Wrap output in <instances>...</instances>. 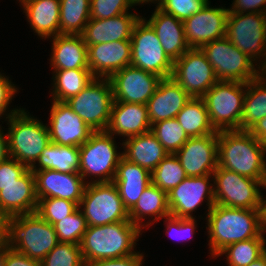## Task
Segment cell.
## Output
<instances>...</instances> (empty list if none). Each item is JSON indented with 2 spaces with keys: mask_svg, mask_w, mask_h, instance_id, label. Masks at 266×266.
Wrapping results in <instances>:
<instances>
[{
  "mask_svg": "<svg viewBox=\"0 0 266 266\" xmlns=\"http://www.w3.org/2000/svg\"><path fill=\"white\" fill-rule=\"evenodd\" d=\"M187 177L175 154H168L151 172V183L166 193Z\"/></svg>",
  "mask_w": 266,
  "mask_h": 266,
  "instance_id": "cell-38",
  "label": "cell"
},
{
  "mask_svg": "<svg viewBox=\"0 0 266 266\" xmlns=\"http://www.w3.org/2000/svg\"><path fill=\"white\" fill-rule=\"evenodd\" d=\"M9 218L0 209V247L8 246Z\"/></svg>",
  "mask_w": 266,
  "mask_h": 266,
  "instance_id": "cell-52",
  "label": "cell"
},
{
  "mask_svg": "<svg viewBox=\"0 0 266 266\" xmlns=\"http://www.w3.org/2000/svg\"><path fill=\"white\" fill-rule=\"evenodd\" d=\"M163 224L165 226V233L171 239L181 242H187L193 238L195 232L199 228L197 221L199 218H178L172 215L164 217Z\"/></svg>",
  "mask_w": 266,
  "mask_h": 266,
  "instance_id": "cell-44",
  "label": "cell"
},
{
  "mask_svg": "<svg viewBox=\"0 0 266 266\" xmlns=\"http://www.w3.org/2000/svg\"><path fill=\"white\" fill-rule=\"evenodd\" d=\"M10 157L8 147V135L5 129L0 130V163Z\"/></svg>",
  "mask_w": 266,
  "mask_h": 266,
  "instance_id": "cell-53",
  "label": "cell"
},
{
  "mask_svg": "<svg viewBox=\"0 0 266 266\" xmlns=\"http://www.w3.org/2000/svg\"><path fill=\"white\" fill-rule=\"evenodd\" d=\"M91 0H60L59 34L81 35L90 20Z\"/></svg>",
  "mask_w": 266,
  "mask_h": 266,
  "instance_id": "cell-36",
  "label": "cell"
},
{
  "mask_svg": "<svg viewBox=\"0 0 266 266\" xmlns=\"http://www.w3.org/2000/svg\"><path fill=\"white\" fill-rule=\"evenodd\" d=\"M175 155L188 177L212 175L218 166V133L190 137Z\"/></svg>",
  "mask_w": 266,
  "mask_h": 266,
  "instance_id": "cell-19",
  "label": "cell"
},
{
  "mask_svg": "<svg viewBox=\"0 0 266 266\" xmlns=\"http://www.w3.org/2000/svg\"><path fill=\"white\" fill-rule=\"evenodd\" d=\"M0 121L2 122V124L0 122V130H2V129L5 128V127L2 126L3 124H5V123H3V122H5V120L1 116H0Z\"/></svg>",
  "mask_w": 266,
  "mask_h": 266,
  "instance_id": "cell-60",
  "label": "cell"
},
{
  "mask_svg": "<svg viewBox=\"0 0 266 266\" xmlns=\"http://www.w3.org/2000/svg\"><path fill=\"white\" fill-rule=\"evenodd\" d=\"M79 163L78 146L57 145L51 142L30 169L31 171L51 169L64 173L79 172Z\"/></svg>",
  "mask_w": 266,
  "mask_h": 266,
  "instance_id": "cell-33",
  "label": "cell"
},
{
  "mask_svg": "<svg viewBox=\"0 0 266 266\" xmlns=\"http://www.w3.org/2000/svg\"><path fill=\"white\" fill-rule=\"evenodd\" d=\"M175 119L189 137H201L218 133L210 122L208 111L202 98H191L176 115Z\"/></svg>",
  "mask_w": 266,
  "mask_h": 266,
  "instance_id": "cell-35",
  "label": "cell"
},
{
  "mask_svg": "<svg viewBox=\"0 0 266 266\" xmlns=\"http://www.w3.org/2000/svg\"><path fill=\"white\" fill-rule=\"evenodd\" d=\"M79 206L62 198L38 199L36 213L46 222L54 225L56 222L72 214Z\"/></svg>",
  "mask_w": 266,
  "mask_h": 266,
  "instance_id": "cell-42",
  "label": "cell"
},
{
  "mask_svg": "<svg viewBox=\"0 0 266 266\" xmlns=\"http://www.w3.org/2000/svg\"><path fill=\"white\" fill-rule=\"evenodd\" d=\"M266 190V161H265V172H264V178L262 181V191ZM266 192V191H265ZM264 200H266V194L263 195Z\"/></svg>",
  "mask_w": 266,
  "mask_h": 266,
  "instance_id": "cell-55",
  "label": "cell"
},
{
  "mask_svg": "<svg viewBox=\"0 0 266 266\" xmlns=\"http://www.w3.org/2000/svg\"><path fill=\"white\" fill-rule=\"evenodd\" d=\"M168 154L151 131L123 141V157L150 173Z\"/></svg>",
  "mask_w": 266,
  "mask_h": 266,
  "instance_id": "cell-31",
  "label": "cell"
},
{
  "mask_svg": "<svg viewBox=\"0 0 266 266\" xmlns=\"http://www.w3.org/2000/svg\"><path fill=\"white\" fill-rule=\"evenodd\" d=\"M113 183L118 189L125 208L130 211L142 192L151 184V173L122 157L117 166Z\"/></svg>",
  "mask_w": 266,
  "mask_h": 266,
  "instance_id": "cell-29",
  "label": "cell"
},
{
  "mask_svg": "<svg viewBox=\"0 0 266 266\" xmlns=\"http://www.w3.org/2000/svg\"><path fill=\"white\" fill-rule=\"evenodd\" d=\"M79 208L88 226L130 221L129 211L113 182L87 184Z\"/></svg>",
  "mask_w": 266,
  "mask_h": 266,
  "instance_id": "cell-10",
  "label": "cell"
},
{
  "mask_svg": "<svg viewBox=\"0 0 266 266\" xmlns=\"http://www.w3.org/2000/svg\"><path fill=\"white\" fill-rule=\"evenodd\" d=\"M7 246L0 247V266H4L3 260H4V249Z\"/></svg>",
  "mask_w": 266,
  "mask_h": 266,
  "instance_id": "cell-56",
  "label": "cell"
},
{
  "mask_svg": "<svg viewBox=\"0 0 266 266\" xmlns=\"http://www.w3.org/2000/svg\"><path fill=\"white\" fill-rule=\"evenodd\" d=\"M140 4H143V6H144V4H151V3H154L155 2V0H137Z\"/></svg>",
  "mask_w": 266,
  "mask_h": 266,
  "instance_id": "cell-58",
  "label": "cell"
},
{
  "mask_svg": "<svg viewBox=\"0 0 266 266\" xmlns=\"http://www.w3.org/2000/svg\"><path fill=\"white\" fill-rule=\"evenodd\" d=\"M266 116V78L261 74L246 83L240 130H249Z\"/></svg>",
  "mask_w": 266,
  "mask_h": 266,
  "instance_id": "cell-34",
  "label": "cell"
},
{
  "mask_svg": "<svg viewBox=\"0 0 266 266\" xmlns=\"http://www.w3.org/2000/svg\"><path fill=\"white\" fill-rule=\"evenodd\" d=\"M246 83L217 81L201 98L216 131L240 130Z\"/></svg>",
  "mask_w": 266,
  "mask_h": 266,
  "instance_id": "cell-7",
  "label": "cell"
},
{
  "mask_svg": "<svg viewBox=\"0 0 266 266\" xmlns=\"http://www.w3.org/2000/svg\"><path fill=\"white\" fill-rule=\"evenodd\" d=\"M169 215L167 193L152 183L142 192L135 206L129 211L130 221L143 232L152 226L155 227V223Z\"/></svg>",
  "mask_w": 266,
  "mask_h": 266,
  "instance_id": "cell-30",
  "label": "cell"
},
{
  "mask_svg": "<svg viewBox=\"0 0 266 266\" xmlns=\"http://www.w3.org/2000/svg\"><path fill=\"white\" fill-rule=\"evenodd\" d=\"M28 169L25 164L9 157L0 163V185L15 183Z\"/></svg>",
  "mask_w": 266,
  "mask_h": 266,
  "instance_id": "cell-47",
  "label": "cell"
},
{
  "mask_svg": "<svg viewBox=\"0 0 266 266\" xmlns=\"http://www.w3.org/2000/svg\"><path fill=\"white\" fill-rule=\"evenodd\" d=\"M142 7L137 0H91L90 19H108L126 12L136 6Z\"/></svg>",
  "mask_w": 266,
  "mask_h": 266,
  "instance_id": "cell-43",
  "label": "cell"
},
{
  "mask_svg": "<svg viewBox=\"0 0 266 266\" xmlns=\"http://www.w3.org/2000/svg\"><path fill=\"white\" fill-rule=\"evenodd\" d=\"M209 0H156L154 3L164 12L184 21L199 12Z\"/></svg>",
  "mask_w": 266,
  "mask_h": 266,
  "instance_id": "cell-45",
  "label": "cell"
},
{
  "mask_svg": "<svg viewBox=\"0 0 266 266\" xmlns=\"http://www.w3.org/2000/svg\"><path fill=\"white\" fill-rule=\"evenodd\" d=\"M58 243L54 226L36 212L9 218L8 245L15 251L42 261Z\"/></svg>",
  "mask_w": 266,
  "mask_h": 266,
  "instance_id": "cell-6",
  "label": "cell"
},
{
  "mask_svg": "<svg viewBox=\"0 0 266 266\" xmlns=\"http://www.w3.org/2000/svg\"><path fill=\"white\" fill-rule=\"evenodd\" d=\"M260 74L266 78V62L260 67Z\"/></svg>",
  "mask_w": 266,
  "mask_h": 266,
  "instance_id": "cell-57",
  "label": "cell"
},
{
  "mask_svg": "<svg viewBox=\"0 0 266 266\" xmlns=\"http://www.w3.org/2000/svg\"><path fill=\"white\" fill-rule=\"evenodd\" d=\"M106 131L122 141L151 131L147 105L114 101Z\"/></svg>",
  "mask_w": 266,
  "mask_h": 266,
  "instance_id": "cell-25",
  "label": "cell"
},
{
  "mask_svg": "<svg viewBox=\"0 0 266 266\" xmlns=\"http://www.w3.org/2000/svg\"><path fill=\"white\" fill-rule=\"evenodd\" d=\"M49 39L50 70L89 69L87 45L82 35L59 34Z\"/></svg>",
  "mask_w": 266,
  "mask_h": 266,
  "instance_id": "cell-27",
  "label": "cell"
},
{
  "mask_svg": "<svg viewBox=\"0 0 266 266\" xmlns=\"http://www.w3.org/2000/svg\"><path fill=\"white\" fill-rule=\"evenodd\" d=\"M226 37L260 67L266 62V14L229 13Z\"/></svg>",
  "mask_w": 266,
  "mask_h": 266,
  "instance_id": "cell-12",
  "label": "cell"
},
{
  "mask_svg": "<svg viewBox=\"0 0 266 266\" xmlns=\"http://www.w3.org/2000/svg\"><path fill=\"white\" fill-rule=\"evenodd\" d=\"M215 204L241 209H264L262 181L217 166L213 172Z\"/></svg>",
  "mask_w": 266,
  "mask_h": 266,
  "instance_id": "cell-9",
  "label": "cell"
},
{
  "mask_svg": "<svg viewBox=\"0 0 266 266\" xmlns=\"http://www.w3.org/2000/svg\"><path fill=\"white\" fill-rule=\"evenodd\" d=\"M152 4L155 7L153 13L149 18L144 15L142 18L155 31L165 53L174 62L190 49L186 42L183 21L164 12L155 3Z\"/></svg>",
  "mask_w": 266,
  "mask_h": 266,
  "instance_id": "cell-24",
  "label": "cell"
},
{
  "mask_svg": "<svg viewBox=\"0 0 266 266\" xmlns=\"http://www.w3.org/2000/svg\"><path fill=\"white\" fill-rule=\"evenodd\" d=\"M3 264L4 266H43L41 261L29 258L9 245L4 249Z\"/></svg>",
  "mask_w": 266,
  "mask_h": 266,
  "instance_id": "cell-50",
  "label": "cell"
},
{
  "mask_svg": "<svg viewBox=\"0 0 266 266\" xmlns=\"http://www.w3.org/2000/svg\"><path fill=\"white\" fill-rule=\"evenodd\" d=\"M43 266H84L80 245L59 242L41 261Z\"/></svg>",
  "mask_w": 266,
  "mask_h": 266,
  "instance_id": "cell-41",
  "label": "cell"
},
{
  "mask_svg": "<svg viewBox=\"0 0 266 266\" xmlns=\"http://www.w3.org/2000/svg\"><path fill=\"white\" fill-rule=\"evenodd\" d=\"M161 79L156 74L128 65L113 74L109 81L114 101L146 105Z\"/></svg>",
  "mask_w": 266,
  "mask_h": 266,
  "instance_id": "cell-16",
  "label": "cell"
},
{
  "mask_svg": "<svg viewBox=\"0 0 266 266\" xmlns=\"http://www.w3.org/2000/svg\"><path fill=\"white\" fill-rule=\"evenodd\" d=\"M5 123L10 157L31 168L51 143L47 123L23 107Z\"/></svg>",
  "mask_w": 266,
  "mask_h": 266,
  "instance_id": "cell-4",
  "label": "cell"
},
{
  "mask_svg": "<svg viewBox=\"0 0 266 266\" xmlns=\"http://www.w3.org/2000/svg\"><path fill=\"white\" fill-rule=\"evenodd\" d=\"M142 233L131 221L88 226L79 244L83 261L86 263L136 254Z\"/></svg>",
  "mask_w": 266,
  "mask_h": 266,
  "instance_id": "cell-2",
  "label": "cell"
},
{
  "mask_svg": "<svg viewBox=\"0 0 266 266\" xmlns=\"http://www.w3.org/2000/svg\"><path fill=\"white\" fill-rule=\"evenodd\" d=\"M116 138L107 131H94L79 147V174L87 184L113 182L123 157V141L117 143Z\"/></svg>",
  "mask_w": 266,
  "mask_h": 266,
  "instance_id": "cell-5",
  "label": "cell"
},
{
  "mask_svg": "<svg viewBox=\"0 0 266 266\" xmlns=\"http://www.w3.org/2000/svg\"><path fill=\"white\" fill-rule=\"evenodd\" d=\"M226 6H211L209 1L204 8L183 21L186 42L190 48H201L203 45L226 36Z\"/></svg>",
  "mask_w": 266,
  "mask_h": 266,
  "instance_id": "cell-17",
  "label": "cell"
},
{
  "mask_svg": "<svg viewBox=\"0 0 266 266\" xmlns=\"http://www.w3.org/2000/svg\"><path fill=\"white\" fill-rule=\"evenodd\" d=\"M248 266H266V252L256 261L251 262Z\"/></svg>",
  "mask_w": 266,
  "mask_h": 266,
  "instance_id": "cell-54",
  "label": "cell"
},
{
  "mask_svg": "<svg viewBox=\"0 0 266 266\" xmlns=\"http://www.w3.org/2000/svg\"><path fill=\"white\" fill-rule=\"evenodd\" d=\"M50 101L65 102L77 95L94 78L89 69L51 70Z\"/></svg>",
  "mask_w": 266,
  "mask_h": 266,
  "instance_id": "cell-32",
  "label": "cell"
},
{
  "mask_svg": "<svg viewBox=\"0 0 266 266\" xmlns=\"http://www.w3.org/2000/svg\"><path fill=\"white\" fill-rule=\"evenodd\" d=\"M20 7L38 39L59 35L60 0H28Z\"/></svg>",
  "mask_w": 266,
  "mask_h": 266,
  "instance_id": "cell-28",
  "label": "cell"
},
{
  "mask_svg": "<svg viewBox=\"0 0 266 266\" xmlns=\"http://www.w3.org/2000/svg\"><path fill=\"white\" fill-rule=\"evenodd\" d=\"M65 102L93 131H106L114 102L109 78H93Z\"/></svg>",
  "mask_w": 266,
  "mask_h": 266,
  "instance_id": "cell-11",
  "label": "cell"
},
{
  "mask_svg": "<svg viewBox=\"0 0 266 266\" xmlns=\"http://www.w3.org/2000/svg\"><path fill=\"white\" fill-rule=\"evenodd\" d=\"M228 6L229 13H263L266 14V0H232Z\"/></svg>",
  "mask_w": 266,
  "mask_h": 266,
  "instance_id": "cell-49",
  "label": "cell"
},
{
  "mask_svg": "<svg viewBox=\"0 0 266 266\" xmlns=\"http://www.w3.org/2000/svg\"><path fill=\"white\" fill-rule=\"evenodd\" d=\"M171 77L192 98H201L218 81L200 48H190L175 60Z\"/></svg>",
  "mask_w": 266,
  "mask_h": 266,
  "instance_id": "cell-15",
  "label": "cell"
},
{
  "mask_svg": "<svg viewBox=\"0 0 266 266\" xmlns=\"http://www.w3.org/2000/svg\"><path fill=\"white\" fill-rule=\"evenodd\" d=\"M218 81L247 83L260 75V66L225 36L201 48Z\"/></svg>",
  "mask_w": 266,
  "mask_h": 266,
  "instance_id": "cell-8",
  "label": "cell"
},
{
  "mask_svg": "<svg viewBox=\"0 0 266 266\" xmlns=\"http://www.w3.org/2000/svg\"><path fill=\"white\" fill-rule=\"evenodd\" d=\"M32 172L37 199L62 198L79 206L87 185L79 172L64 173L51 169Z\"/></svg>",
  "mask_w": 266,
  "mask_h": 266,
  "instance_id": "cell-20",
  "label": "cell"
},
{
  "mask_svg": "<svg viewBox=\"0 0 266 266\" xmlns=\"http://www.w3.org/2000/svg\"><path fill=\"white\" fill-rule=\"evenodd\" d=\"M144 252L139 250L138 253L121 258L103 259L84 263V266H145Z\"/></svg>",
  "mask_w": 266,
  "mask_h": 266,
  "instance_id": "cell-48",
  "label": "cell"
},
{
  "mask_svg": "<svg viewBox=\"0 0 266 266\" xmlns=\"http://www.w3.org/2000/svg\"><path fill=\"white\" fill-rule=\"evenodd\" d=\"M59 242L79 245L83 234L87 230V222L80 208L72 214L56 222L54 225Z\"/></svg>",
  "mask_w": 266,
  "mask_h": 266,
  "instance_id": "cell-40",
  "label": "cell"
},
{
  "mask_svg": "<svg viewBox=\"0 0 266 266\" xmlns=\"http://www.w3.org/2000/svg\"><path fill=\"white\" fill-rule=\"evenodd\" d=\"M131 63L161 78L171 77L173 61L165 53L152 27L141 17L131 36Z\"/></svg>",
  "mask_w": 266,
  "mask_h": 266,
  "instance_id": "cell-13",
  "label": "cell"
},
{
  "mask_svg": "<svg viewBox=\"0 0 266 266\" xmlns=\"http://www.w3.org/2000/svg\"><path fill=\"white\" fill-rule=\"evenodd\" d=\"M209 256L215 259L228 245L266 236L264 209H241L215 204L205 217Z\"/></svg>",
  "mask_w": 266,
  "mask_h": 266,
  "instance_id": "cell-1",
  "label": "cell"
},
{
  "mask_svg": "<svg viewBox=\"0 0 266 266\" xmlns=\"http://www.w3.org/2000/svg\"><path fill=\"white\" fill-rule=\"evenodd\" d=\"M47 126L52 143L64 146L84 144L94 132L66 102L51 101ZM49 123V124H48Z\"/></svg>",
  "mask_w": 266,
  "mask_h": 266,
  "instance_id": "cell-18",
  "label": "cell"
},
{
  "mask_svg": "<svg viewBox=\"0 0 266 266\" xmlns=\"http://www.w3.org/2000/svg\"><path fill=\"white\" fill-rule=\"evenodd\" d=\"M168 196L170 215L178 218H200L205 220L210 209L215 205L213 175L186 177L173 188ZM206 203V204H205ZM206 205L202 215L195 216L197 209Z\"/></svg>",
  "mask_w": 266,
  "mask_h": 266,
  "instance_id": "cell-14",
  "label": "cell"
},
{
  "mask_svg": "<svg viewBox=\"0 0 266 266\" xmlns=\"http://www.w3.org/2000/svg\"><path fill=\"white\" fill-rule=\"evenodd\" d=\"M37 206L35 177L30 168L15 183L0 185V209L8 218L34 213Z\"/></svg>",
  "mask_w": 266,
  "mask_h": 266,
  "instance_id": "cell-26",
  "label": "cell"
},
{
  "mask_svg": "<svg viewBox=\"0 0 266 266\" xmlns=\"http://www.w3.org/2000/svg\"><path fill=\"white\" fill-rule=\"evenodd\" d=\"M266 148L247 130L218 131V166L263 180Z\"/></svg>",
  "mask_w": 266,
  "mask_h": 266,
  "instance_id": "cell-3",
  "label": "cell"
},
{
  "mask_svg": "<svg viewBox=\"0 0 266 266\" xmlns=\"http://www.w3.org/2000/svg\"><path fill=\"white\" fill-rule=\"evenodd\" d=\"M141 17L137 12H126L108 19H90L81 35L86 45L130 40Z\"/></svg>",
  "mask_w": 266,
  "mask_h": 266,
  "instance_id": "cell-23",
  "label": "cell"
},
{
  "mask_svg": "<svg viewBox=\"0 0 266 266\" xmlns=\"http://www.w3.org/2000/svg\"><path fill=\"white\" fill-rule=\"evenodd\" d=\"M191 98L172 77L162 78L146 104L151 126L175 118Z\"/></svg>",
  "mask_w": 266,
  "mask_h": 266,
  "instance_id": "cell-22",
  "label": "cell"
},
{
  "mask_svg": "<svg viewBox=\"0 0 266 266\" xmlns=\"http://www.w3.org/2000/svg\"><path fill=\"white\" fill-rule=\"evenodd\" d=\"M88 68L94 78H110L131 63V40L87 45Z\"/></svg>",
  "mask_w": 266,
  "mask_h": 266,
  "instance_id": "cell-21",
  "label": "cell"
},
{
  "mask_svg": "<svg viewBox=\"0 0 266 266\" xmlns=\"http://www.w3.org/2000/svg\"><path fill=\"white\" fill-rule=\"evenodd\" d=\"M12 78L0 72V116L6 121L9 117L16 114L22 107L15 108L11 105L13 99L20 92L19 86L12 82ZM17 86V87H16ZM11 105V108H10ZM13 107V108H12Z\"/></svg>",
  "mask_w": 266,
  "mask_h": 266,
  "instance_id": "cell-46",
  "label": "cell"
},
{
  "mask_svg": "<svg viewBox=\"0 0 266 266\" xmlns=\"http://www.w3.org/2000/svg\"><path fill=\"white\" fill-rule=\"evenodd\" d=\"M17 2H19V6H21L24 2L28 1V0H16Z\"/></svg>",
  "mask_w": 266,
  "mask_h": 266,
  "instance_id": "cell-61",
  "label": "cell"
},
{
  "mask_svg": "<svg viewBox=\"0 0 266 266\" xmlns=\"http://www.w3.org/2000/svg\"><path fill=\"white\" fill-rule=\"evenodd\" d=\"M266 148V116L248 130Z\"/></svg>",
  "mask_w": 266,
  "mask_h": 266,
  "instance_id": "cell-51",
  "label": "cell"
},
{
  "mask_svg": "<svg viewBox=\"0 0 266 266\" xmlns=\"http://www.w3.org/2000/svg\"><path fill=\"white\" fill-rule=\"evenodd\" d=\"M264 223H265V233H266V200H264Z\"/></svg>",
  "mask_w": 266,
  "mask_h": 266,
  "instance_id": "cell-59",
  "label": "cell"
},
{
  "mask_svg": "<svg viewBox=\"0 0 266 266\" xmlns=\"http://www.w3.org/2000/svg\"><path fill=\"white\" fill-rule=\"evenodd\" d=\"M266 236H257L228 245L215 258L225 257L228 266H248L266 252Z\"/></svg>",
  "mask_w": 266,
  "mask_h": 266,
  "instance_id": "cell-37",
  "label": "cell"
},
{
  "mask_svg": "<svg viewBox=\"0 0 266 266\" xmlns=\"http://www.w3.org/2000/svg\"><path fill=\"white\" fill-rule=\"evenodd\" d=\"M151 132L169 154H175L190 138L175 118L154 123Z\"/></svg>",
  "mask_w": 266,
  "mask_h": 266,
  "instance_id": "cell-39",
  "label": "cell"
}]
</instances>
